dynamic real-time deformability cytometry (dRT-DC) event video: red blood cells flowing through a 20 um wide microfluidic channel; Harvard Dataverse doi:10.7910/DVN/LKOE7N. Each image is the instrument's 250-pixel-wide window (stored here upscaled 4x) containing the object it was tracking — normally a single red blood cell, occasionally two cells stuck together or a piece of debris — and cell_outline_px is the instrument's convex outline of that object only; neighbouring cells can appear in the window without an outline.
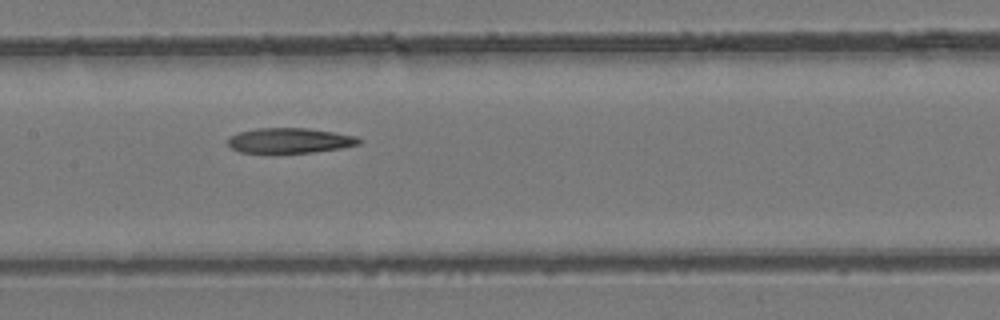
{"species": "common noctule bat (a hibernating species)", "species_latin": "Nyctalus noctula", "temperature_condition": "room temperature", "stored_images_in_passage": 10, "camera_frame_rate_fps": 3000, "um_per_image_px": 0.085, "animal": {"sex": "female", "body_mass_g": 24.6, "forearm_length_mm": 56.2}, "frame": {"image": 1, "passage_image": 7, "time_ms": 8.0, "image_size_px": [1000, 320], "cell_outline_px": [[364, 140], [360, 144], [344, 148], [312, 152], [240, 152], [232, 148], [228, 144], [228, 136], [240, 132], [256, 128], [308, 128], [356, 136]], "centroid_in_image_um": [24.67, 11.94], "position_along_channel_um": 182.7, "area_um2": 19.13}}
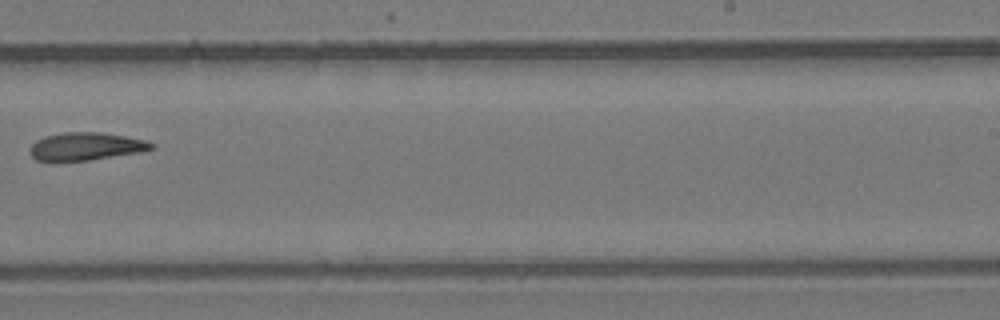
{"frame": {"image": 2, "passage_image": 9, "time_ms": 10.333, "image_size_px": [1000, 320], "cell_outline_px": [[156, 148], [140, 152], [88, 160], [56, 164], [52, 164], [36, 160], [28, 152], [28, 148], [36, 140], [48, 136], [64, 132], [100, 132], [124, 136], [144, 140], [156, 144]], "centroid_in_image_um": [7.22, 12.49], "position_along_channel_um": 281.8, "area_um2": 20.29}}
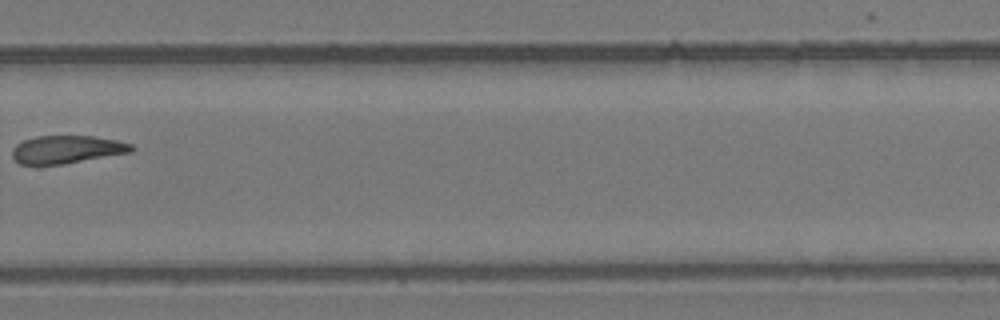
{"frame": {"image": 3, "passage_image": 10, "time_ms": 11.333, "image_size_px": [1000, 320], "cell_outline_px": [[136, 148], [132, 152], [64, 164], [20, 164], [12, 156], [12, 148], [16, 144], [24, 140], [36, 136], [92, 136], [116, 140], [132, 144]], "centroid_in_image_um": [5.7, 12.7], "position_along_channel_um": 324.1, "area_um2": 19.36}}